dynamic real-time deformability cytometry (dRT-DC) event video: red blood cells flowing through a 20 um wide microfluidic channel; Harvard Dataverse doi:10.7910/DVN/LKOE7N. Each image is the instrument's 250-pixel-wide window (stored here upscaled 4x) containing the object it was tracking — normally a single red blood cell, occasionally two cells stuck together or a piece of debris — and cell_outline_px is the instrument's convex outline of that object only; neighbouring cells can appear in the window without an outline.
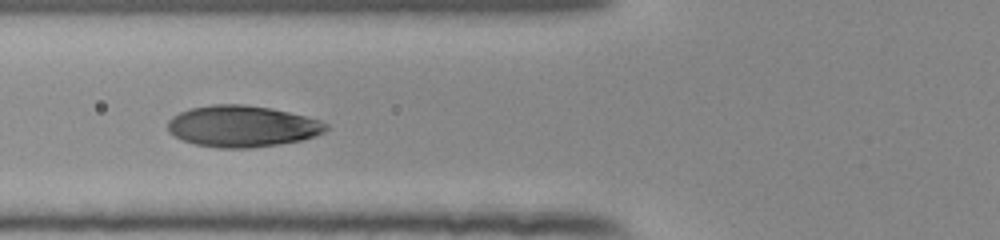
{"species": "human", "species_latin": "Homo sapiens", "temperature_condition": "room temperature", "stored_images_in_passage": 12, "camera_frame_rate_fps": 3000, "um_per_image_px": 0.085, "donor": {"sex": "female"}, "frame": {"image": 1, "passage_image": 6, "time_ms": 1.667, "image_size_px": [1000, 240], "cell_outline_px": [[328, 128], [324, 132], [316, 136], [300, 140], [276, 144], [248, 148], [220, 148], [196, 144], [184, 140], [168, 132], [168, 120], [172, 116], [188, 108], [212, 104], [244, 104], [268, 108], [288, 112], [320, 120], [328, 124]], "centroid_in_image_um": [20.57, 10.72], "position_along_channel_um": 105.2, "area_um2": 37.97}}
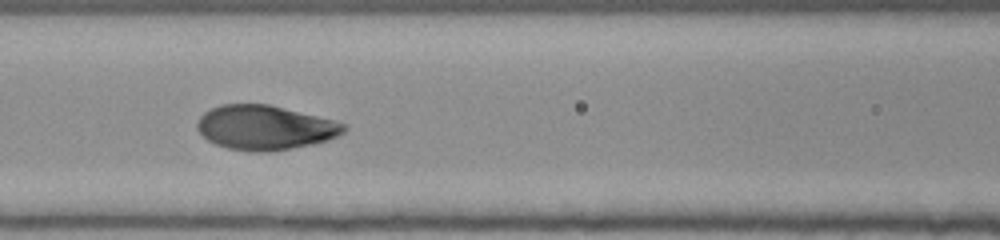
{"frame": {"image": 2, "passage_image": 9, "time_ms": 2.667, "image_size_px": [1000, 240], "cell_outline_px": [[348, 128], [340, 136], [328, 140], [312, 144], [292, 148], [268, 152], [256, 152], [228, 148], [216, 144], [208, 140], [196, 128], [196, 124], [200, 116], [204, 112], [220, 104], [268, 104], [336, 120], [348, 124]], "centroid_in_image_um": [22.57, 10.84], "position_along_channel_um": 144.0, "area_um2": 38.21}}